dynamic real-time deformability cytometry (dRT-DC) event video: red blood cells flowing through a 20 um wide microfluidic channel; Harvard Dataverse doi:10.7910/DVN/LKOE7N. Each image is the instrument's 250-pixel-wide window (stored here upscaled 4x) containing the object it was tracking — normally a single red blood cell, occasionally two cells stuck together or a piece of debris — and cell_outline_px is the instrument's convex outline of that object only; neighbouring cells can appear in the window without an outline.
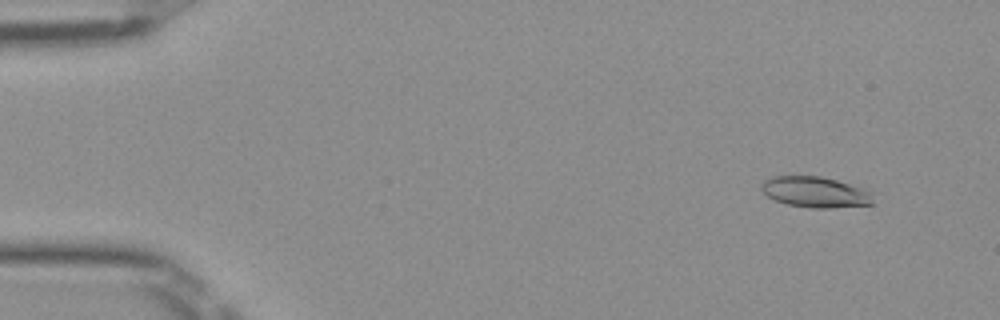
{"species": "Egyptian fruit bat (a non-hibernating species)", "species_latin": "Rousettus aegyptiacus", "temperature_condition": "room temperature", "stored_images_in_passage": 51, "camera_frame_rate_fps": 3000, "um_per_image_px": 0.085, "frame": {"image": 1, "passage_image": 5, "time_ms": 1.333, "image_size_px": [1000, 320], "cell_outline_px": [[872, 204], [828, 208], [812, 208], [788, 204], [776, 200], [768, 196], [760, 188], [760, 184], [764, 180], [772, 176], [820, 176], [836, 180], [860, 188], [868, 192], [872, 200]], "centroid_in_image_um": [69.22, 16.32], "position_along_channel_um": 15.8, "area_um2": 19.59}}
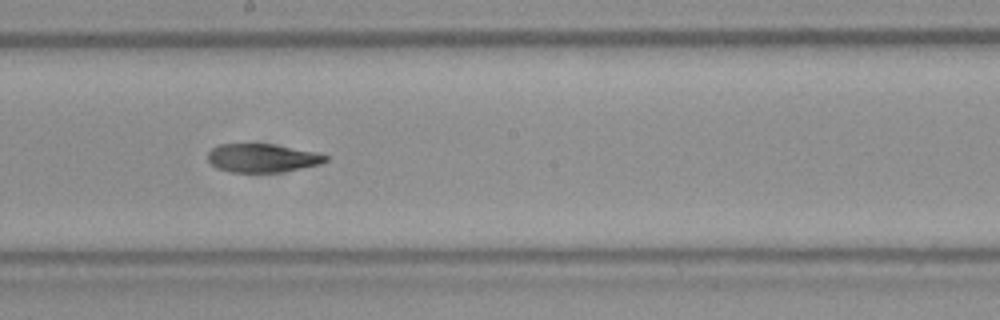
{"frame": {"image": 2, "passage_image": 29, "time_ms": 9.333, "image_size_px": [1000, 320], "cell_outline_px": [[328, 160], [320, 164], [280, 172], [228, 172], [216, 168], [208, 160], [208, 152], [212, 148], [220, 144], [272, 144], [316, 152], [328, 156]], "centroid_in_image_um": [22.27, 13.43], "position_along_channel_um": 225.9, "area_um2": 19.48}}
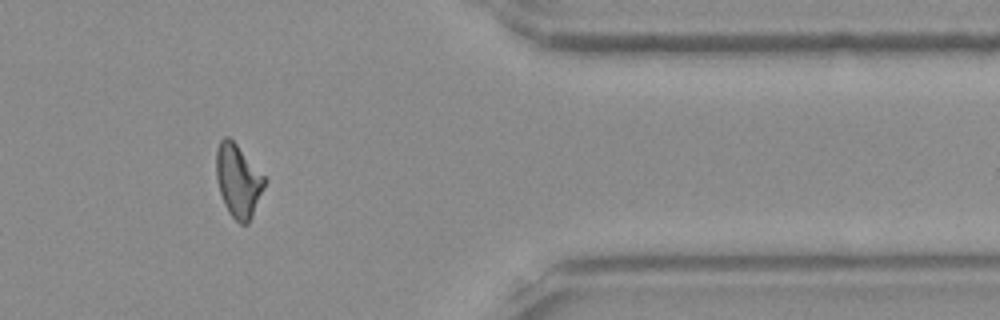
{"frame": {"image": 3, "passage_image": 43, "time_ms": 14.0, "image_size_px": [1000, 320], "cell_outline_px": [[268, 180], [252, 216], [248, 224], [240, 224], [228, 212], [224, 204], [220, 192], [216, 176], [216, 152], [220, 140], [224, 136], [228, 136], [236, 144]], "centroid_in_image_um": [20.25, 15.37], "position_along_channel_um": 391.1, "area_um2": 20.46}, "authors_computed_cell_mechanics": {"area_um2": 20.4034, "velocity_mm_per_s": 4.002, "shape_relaxation_time_tau1_ms": null, "shape_relaxation_time_tau2_ms": 3.8727, "deformation_change_tau1": null, "deformation_change_tau2": 0.1276}}